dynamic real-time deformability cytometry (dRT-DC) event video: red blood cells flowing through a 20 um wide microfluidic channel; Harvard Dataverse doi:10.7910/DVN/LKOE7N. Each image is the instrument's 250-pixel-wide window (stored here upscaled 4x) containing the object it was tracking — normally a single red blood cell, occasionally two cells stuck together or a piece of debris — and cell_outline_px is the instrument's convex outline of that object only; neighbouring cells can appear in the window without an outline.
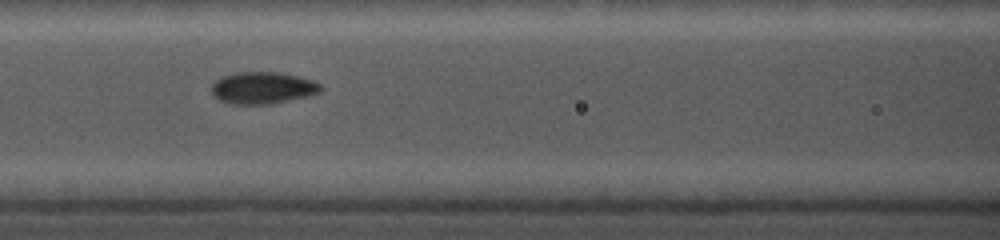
{"species": "common noctule bat (a hibernating species)", "species_latin": "Nyctalus noctula", "temperature_condition": "cold", "stored_images_in_passage": 17, "camera_frame_rate_fps": 5000, "um_per_image_px": 0.085, "animal": {"sex": "female", "body_mass_g": 19.0, "forearm_length_mm": 56.7}, "frame": {"image": 1, "passage_image": 5, "time_ms": 3.0, "image_size_px": [1000, 240], "cell_outline_px": [[324, 88], [320, 92], [272, 104], [228, 104], [220, 100], [212, 92], [212, 84], [220, 76], [236, 72], [280, 72], [312, 80], [320, 84]], "centroid_in_image_um": [22.3, 7.46], "position_along_channel_um": 144.3, "area_um2": 20.23}}
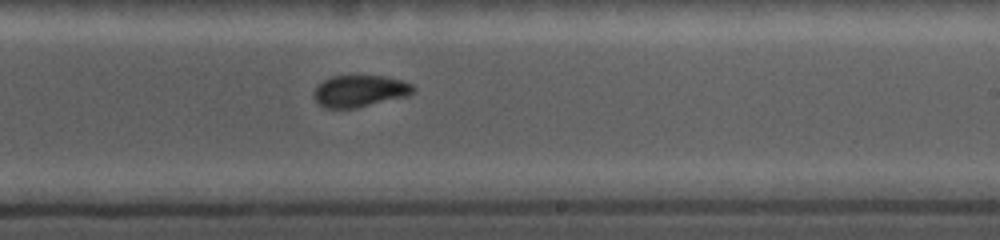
{"frame": {"image": 2, "passage_image": 9, "time_ms": 6.0, "image_size_px": [1000, 240], "cell_outline_px": [[416, 88], [408, 96], [356, 108], [324, 108], [316, 100], [316, 88], [324, 80], [332, 76], [384, 76], [400, 80], [412, 84]], "centroid_in_image_um": [30.63, 7.74], "position_along_channel_um": 258.4, "area_um2": 18.09}}
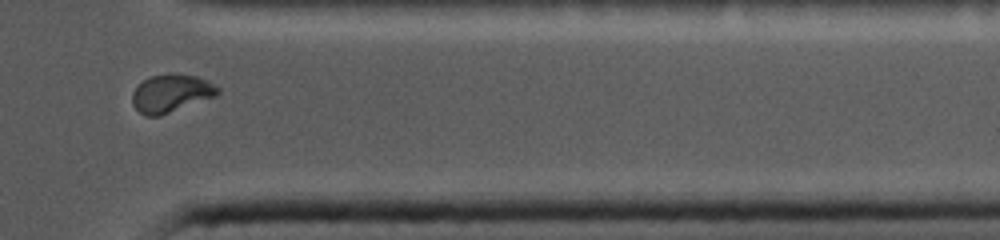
{"frame": {"image": 3, "passage_image": 14, "time_ms": 9.6, "image_size_px": [1000, 240], "cell_outline_px": [[220, 92], [216, 96], [160, 116], [144, 116], [132, 104], [132, 92], [144, 80], [152, 76], [196, 76], [220, 88]], "centroid_in_image_um": [14.53, 7.99], "position_along_channel_um": 396.9, "area_um2": 18.21}}